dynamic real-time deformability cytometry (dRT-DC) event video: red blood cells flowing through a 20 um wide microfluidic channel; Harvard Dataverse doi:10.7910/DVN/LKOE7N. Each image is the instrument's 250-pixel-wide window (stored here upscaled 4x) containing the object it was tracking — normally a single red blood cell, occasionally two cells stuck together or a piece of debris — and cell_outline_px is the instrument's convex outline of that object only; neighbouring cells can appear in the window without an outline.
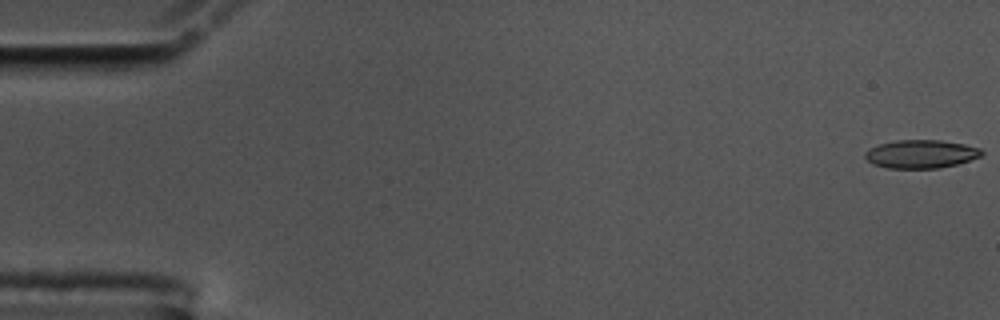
{"species": "common noctule bat (a hibernating species)", "species_latin": "Nyctalus noctula", "temperature_condition": "cold", "stored_images_in_passage": 56, "camera_frame_rate_fps": 3000, "um_per_image_px": 0.085, "animal": {"sex": "male", "body_mass_g": 17.5, "forearm_length_mm": 52.3}, "frame": {"image": 1, "passage_image": 1, "time_ms": 0.0, "image_size_px": [1000, 320], "cell_outline_px": [[984, 156], [956, 164], [940, 168], [888, 168], [872, 164], [864, 156], [864, 152], [868, 148], [880, 144], [896, 140], [940, 140], [964, 144], [980, 148], [984, 152]], "centroid_in_image_um": [78.29, 13.09], "position_along_channel_um": 6.7, "area_um2": 19.36}}
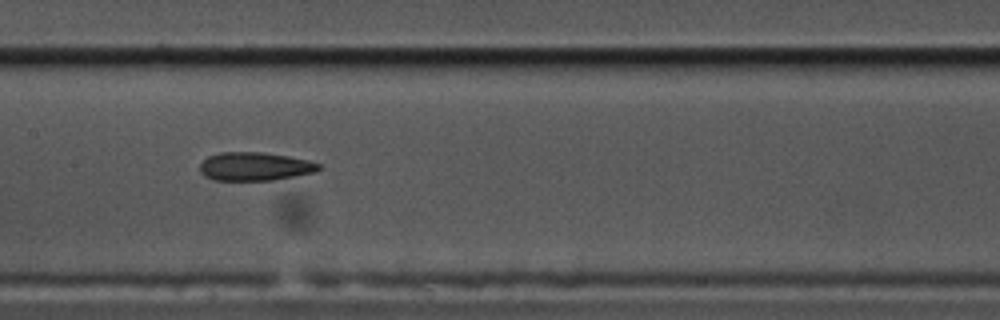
{"frame": {"image": 2, "passage_image": 28, "time_ms": 9.0, "image_size_px": [1000, 320], "cell_outline_px": [[320, 168], [316, 172], [272, 180], [216, 180], [204, 176], [200, 172], [200, 164], [208, 156], [220, 152], [264, 152], [288, 156], [308, 160], [320, 164]], "centroid_in_image_um": [21.65, 14.14], "position_along_channel_um": 185.7, "area_um2": 19.65}}
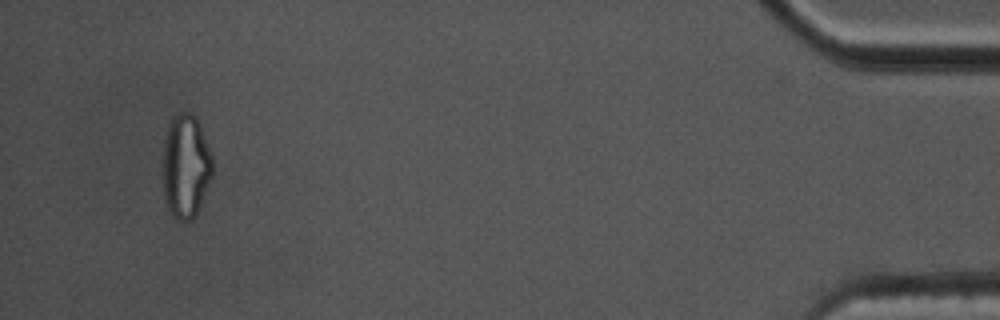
{"frame": {"image": 3, "passage_image": 54, "time_ms": 17.667, "image_size_px": [1000, 320], "cell_outline_px": [[212, 176], [196, 212], [188, 220], [176, 220], [172, 216], [164, 200], [164, 136], [168, 124], [172, 116], [176, 112], [188, 112], [196, 116], [200, 124], [212, 156]], "centroid_in_image_um": [15.77, 14.06], "position_along_channel_um": 419.4, "area_um2": 29.88}, "authors_computed_cell_mechanics": {"area_um2": 20.1433, "velocity_mm_per_s": 3.5724, "shape_relaxation_time_tau1_ms": null, "shape_relaxation_time_tau2_ms": 4.2851, "deformation_change_tau1": null, "deformation_change_tau2": 0.1236}}